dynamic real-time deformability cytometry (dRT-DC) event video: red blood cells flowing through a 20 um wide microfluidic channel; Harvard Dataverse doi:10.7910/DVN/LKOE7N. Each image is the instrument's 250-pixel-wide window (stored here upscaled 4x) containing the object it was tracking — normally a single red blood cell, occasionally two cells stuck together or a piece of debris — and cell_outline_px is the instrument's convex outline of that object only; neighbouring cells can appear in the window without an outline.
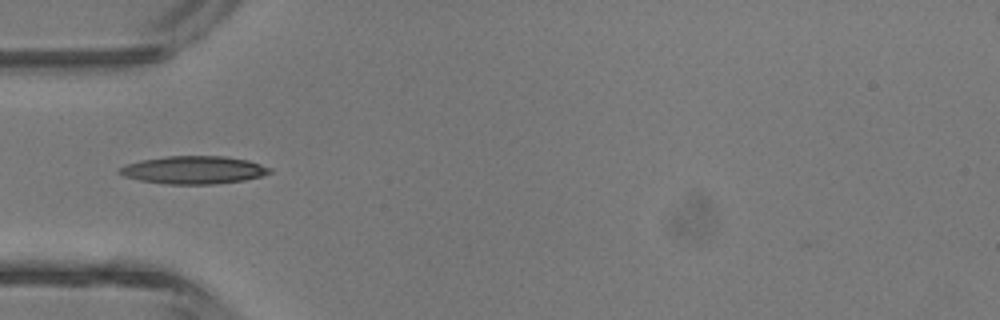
{"species": "common noctule bat (a hibernating species)", "species_latin": "Nyctalus noctula", "temperature_condition": "room temperature", "stored_images_in_passage": 5, "camera_frame_rate_fps": 3000, "um_per_image_px": 0.085, "animal": {"sex": "male", "body_mass_g": 13.3}, "frame": {"image": 1, "passage_image": 4, "time_ms": 4.333, "image_size_px": [1000, 320], "cell_outline_px": [[272, 172], [260, 176], [244, 180], [216, 184], [164, 184], [140, 180], [124, 176], [116, 172], [116, 168], [124, 164], [140, 160], [168, 156], [224, 156], [248, 160], [272, 168]], "centroid_in_image_um": [16.41, 14.44], "position_along_channel_um": 68.6, "area_um2": 24.57}}
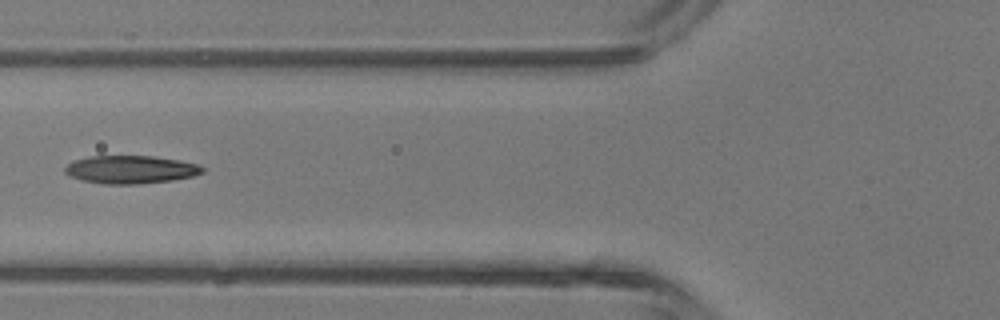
{"frame": {"image": 2, "passage_image": 5, "time_ms": 5.333, "image_size_px": [1000, 320], "cell_outline_px": [[204, 172], [192, 176], [172, 180], [136, 184], [104, 184], [80, 180], [64, 172], [64, 168], [68, 164], [76, 160], [88, 156], [152, 156], [180, 160], [196, 164], [204, 168]], "centroid_in_image_um": [11.09, 14.41], "position_along_channel_um": 114.7, "area_um2": 22.31}}